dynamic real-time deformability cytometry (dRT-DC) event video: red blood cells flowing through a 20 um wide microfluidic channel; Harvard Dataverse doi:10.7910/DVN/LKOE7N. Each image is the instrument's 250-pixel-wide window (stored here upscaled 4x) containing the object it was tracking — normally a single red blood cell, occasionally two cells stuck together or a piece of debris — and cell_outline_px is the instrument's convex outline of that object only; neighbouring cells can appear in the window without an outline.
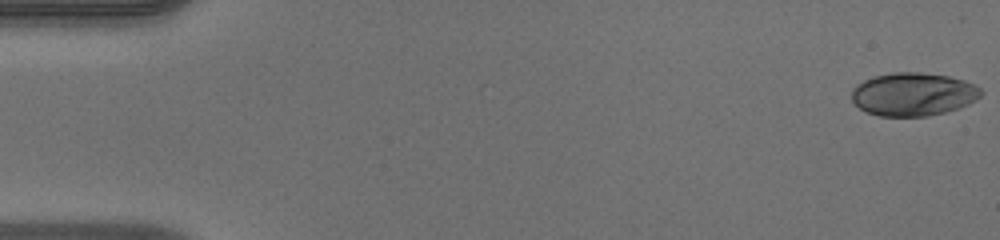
{"species": "human", "species_latin": "Homo sapiens", "temperature_condition": "warm", "stored_images_in_passage": 50, "camera_frame_rate_fps": 3000, "um_per_image_px": 0.085, "donor": {"sex": "male"}, "frame": {"image": 1, "passage_image": 1, "time_ms": 0.0, "image_size_px": [1000, 240], "cell_outline_px": [[984, 92], [976, 100], [968, 104], [944, 112], [928, 116], [880, 116], [864, 112], [852, 100], [852, 88], [856, 84], [872, 76], [892, 72], [920, 72], [948, 76], [964, 80], [980, 88]], "centroid_in_image_um": [77.59, 8.0], "position_along_channel_um": 7.4, "area_um2": 32.66}}
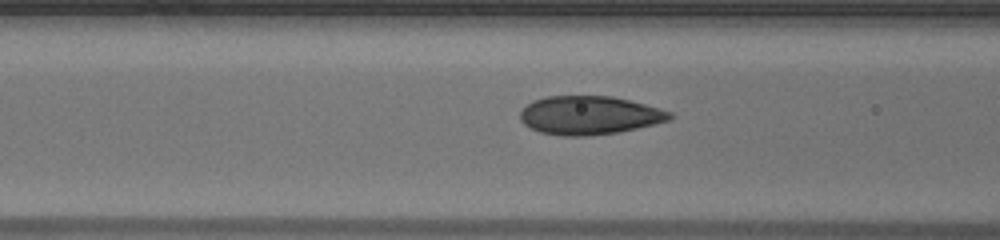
{"frame": {"image": 2, "passage_image": 20, "time_ms": 6.333, "image_size_px": [1000, 240], "cell_outline_px": [[676, 116], [668, 120], [636, 128], [616, 132], [588, 136], [560, 136], [540, 132], [524, 124], [520, 120], [520, 112], [532, 100], [548, 96], [612, 96], [660, 108], [672, 112]], "centroid_in_image_um": [50.08, 9.8], "position_along_channel_um": 116.5, "area_um2": 33.47}}
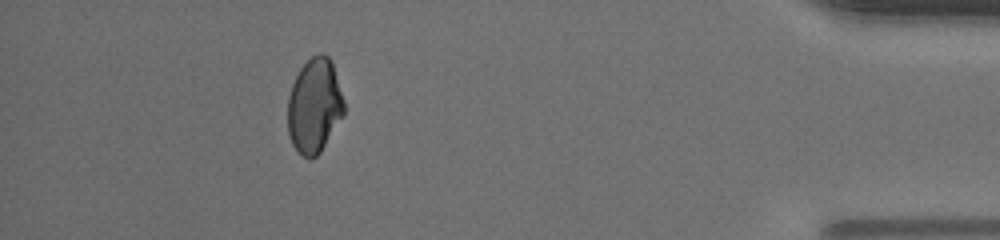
{"frame": {"image": 3, "passage_image": 45, "time_ms": 14.667, "image_size_px": [1000, 240], "cell_outline_px": [[344, 116], [320, 152], [316, 156], [308, 160], [292, 144], [288, 132], [288, 96], [292, 84], [300, 68], [312, 56], [320, 52], [324, 52], [332, 60], [344, 100]], "centroid_in_image_um": [26.74, 8.97], "position_along_channel_um": 408.5, "area_um2": 31.21}, "authors_computed_cell_mechanics": {"area_um2": 32.657, "velocity_mm_per_s": 4.1622, "shape_relaxation_time_tau1_ms": null, "shape_relaxation_time_tau2_ms": 0.7814, "deformation_change_tau1": null, "deformation_change_tau2": 0.0499}}